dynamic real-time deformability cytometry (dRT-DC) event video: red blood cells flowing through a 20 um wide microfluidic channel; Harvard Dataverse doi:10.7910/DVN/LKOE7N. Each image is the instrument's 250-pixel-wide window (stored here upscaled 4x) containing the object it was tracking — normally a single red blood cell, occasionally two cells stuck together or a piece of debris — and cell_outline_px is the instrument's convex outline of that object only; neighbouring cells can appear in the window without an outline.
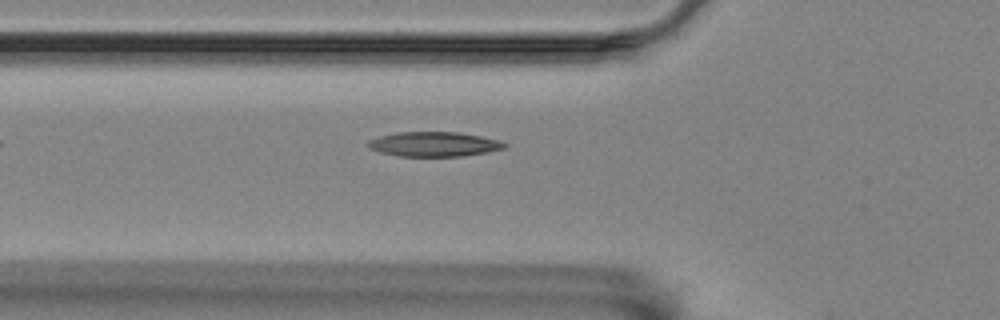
{"species": "Egyptian fruit bat (a non-hibernating species)", "species_latin": "Rousettus aegyptiacus", "temperature_condition": "room temperature", "stored_images_in_passage": 24, "camera_frame_rate_fps": 3000, "um_per_image_px": 0.085, "animal": {"sex": "female"}, "frame": {"image": 1, "passage_image": 2, "time_ms": 0.333, "image_size_px": [1000, 320], "cell_outline_px": [[508, 144], [504, 148], [488, 152], [464, 156], [400, 156], [380, 152], [368, 148], [364, 144], [368, 140], [380, 136], [396, 132], [460, 132], [500, 140]], "centroid_in_image_um": [36.87, 12.25], "position_along_channel_um": 88.9, "area_um2": 19.77}}
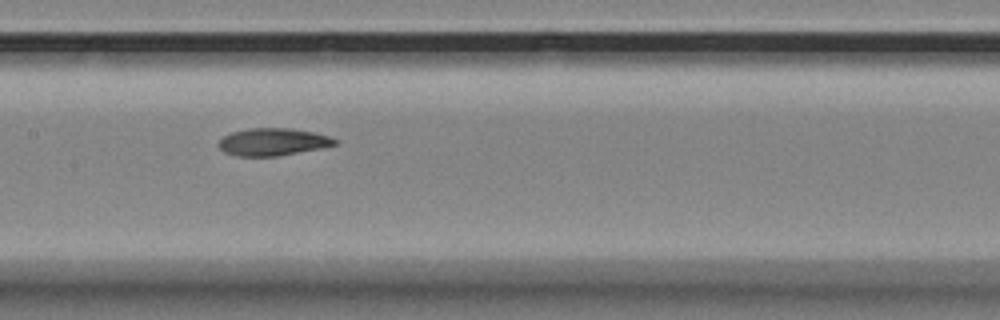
{"frame": {"image": 2, "passage_image": 10, "time_ms": 3.0, "image_size_px": [1000, 320], "cell_outline_px": [[340, 140], [336, 144], [324, 148], [276, 156], [236, 156], [224, 152], [216, 144], [224, 136], [232, 132], [248, 128], [292, 128], [312, 132], [328, 136]], "centroid_in_image_um": [23.2, 12.06], "position_along_channel_um": 184.2, "area_um2": 18.67}}
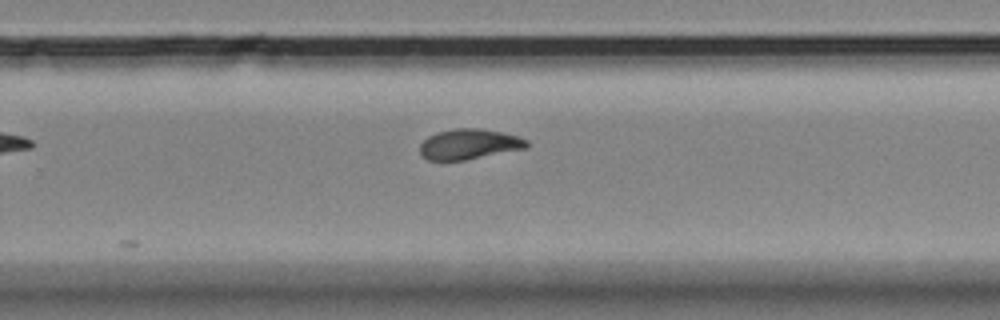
{"frame": {"image": 3, "passage_image": 19, "time_ms": 6.0, "image_size_px": [1000, 320], "cell_outline_px": [[528, 148], [464, 160], [428, 160], [420, 156], [420, 144], [428, 136], [436, 132], [456, 128], [480, 128], [500, 132], [516, 136], [528, 140]], "centroid_in_image_um": [39.85, 12.25], "position_along_channel_um": 289.9, "area_um2": 18.9}}